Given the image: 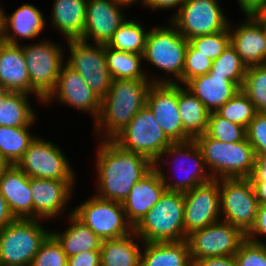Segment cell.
I'll return each mask as SVG.
<instances>
[{
    "label": "cell",
    "mask_w": 266,
    "mask_h": 266,
    "mask_svg": "<svg viewBox=\"0 0 266 266\" xmlns=\"http://www.w3.org/2000/svg\"><path fill=\"white\" fill-rule=\"evenodd\" d=\"M95 141L97 181L92 192L101 199L122 203L134 184L154 168V163L145 156L121 148L113 140Z\"/></svg>",
    "instance_id": "6da1fadb"
},
{
    "label": "cell",
    "mask_w": 266,
    "mask_h": 266,
    "mask_svg": "<svg viewBox=\"0 0 266 266\" xmlns=\"http://www.w3.org/2000/svg\"><path fill=\"white\" fill-rule=\"evenodd\" d=\"M150 80H112L101 110L91 130L95 140H113L127 126L133 117L146 106L151 87Z\"/></svg>",
    "instance_id": "7a4b0ae2"
},
{
    "label": "cell",
    "mask_w": 266,
    "mask_h": 266,
    "mask_svg": "<svg viewBox=\"0 0 266 266\" xmlns=\"http://www.w3.org/2000/svg\"><path fill=\"white\" fill-rule=\"evenodd\" d=\"M187 47L188 40L179 33L169 20L166 19L165 24L151 26L146 36L143 53L144 65L147 66H145V71L149 80L152 83H178L183 85V69ZM149 65L150 69L154 68L156 71L155 68H157V71L161 72L155 74L153 69L150 72V69H147Z\"/></svg>",
    "instance_id": "3957f363"
},
{
    "label": "cell",
    "mask_w": 266,
    "mask_h": 266,
    "mask_svg": "<svg viewBox=\"0 0 266 266\" xmlns=\"http://www.w3.org/2000/svg\"><path fill=\"white\" fill-rule=\"evenodd\" d=\"M154 168L159 172L169 191L185 193L213 179L194 140L169 145L154 163ZM179 170L181 171L178 172Z\"/></svg>",
    "instance_id": "277c9868"
},
{
    "label": "cell",
    "mask_w": 266,
    "mask_h": 266,
    "mask_svg": "<svg viewBox=\"0 0 266 266\" xmlns=\"http://www.w3.org/2000/svg\"><path fill=\"white\" fill-rule=\"evenodd\" d=\"M194 141L213 179L249 178L252 175L256 154L246 138L240 142L224 143L204 133Z\"/></svg>",
    "instance_id": "5b68a950"
},
{
    "label": "cell",
    "mask_w": 266,
    "mask_h": 266,
    "mask_svg": "<svg viewBox=\"0 0 266 266\" xmlns=\"http://www.w3.org/2000/svg\"><path fill=\"white\" fill-rule=\"evenodd\" d=\"M184 193L166 190L159 201L134 227L143 242L187 240L184 230Z\"/></svg>",
    "instance_id": "8992f818"
},
{
    "label": "cell",
    "mask_w": 266,
    "mask_h": 266,
    "mask_svg": "<svg viewBox=\"0 0 266 266\" xmlns=\"http://www.w3.org/2000/svg\"><path fill=\"white\" fill-rule=\"evenodd\" d=\"M44 37L23 43V52L32 85V98L39 104L54 90L62 64L65 62V44ZM35 96V97H34Z\"/></svg>",
    "instance_id": "52a82bcc"
},
{
    "label": "cell",
    "mask_w": 266,
    "mask_h": 266,
    "mask_svg": "<svg viewBox=\"0 0 266 266\" xmlns=\"http://www.w3.org/2000/svg\"><path fill=\"white\" fill-rule=\"evenodd\" d=\"M41 219H18L0 230V264L30 266L41 244L51 234Z\"/></svg>",
    "instance_id": "ba28073f"
},
{
    "label": "cell",
    "mask_w": 266,
    "mask_h": 266,
    "mask_svg": "<svg viewBox=\"0 0 266 266\" xmlns=\"http://www.w3.org/2000/svg\"><path fill=\"white\" fill-rule=\"evenodd\" d=\"M18 166L30 178L77 180L73 164L60 145L39 136L29 144Z\"/></svg>",
    "instance_id": "9c48e42d"
},
{
    "label": "cell",
    "mask_w": 266,
    "mask_h": 266,
    "mask_svg": "<svg viewBox=\"0 0 266 266\" xmlns=\"http://www.w3.org/2000/svg\"><path fill=\"white\" fill-rule=\"evenodd\" d=\"M65 63L75 70L102 100L112 84L107 68L105 44H94L81 39L64 40ZM68 48V49H67ZM67 56V57H66Z\"/></svg>",
    "instance_id": "30bf717a"
},
{
    "label": "cell",
    "mask_w": 266,
    "mask_h": 266,
    "mask_svg": "<svg viewBox=\"0 0 266 266\" xmlns=\"http://www.w3.org/2000/svg\"><path fill=\"white\" fill-rule=\"evenodd\" d=\"M113 141L127 151L147 157L153 163L173 143L161 129L147 105L133 117Z\"/></svg>",
    "instance_id": "8fae6325"
},
{
    "label": "cell",
    "mask_w": 266,
    "mask_h": 266,
    "mask_svg": "<svg viewBox=\"0 0 266 266\" xmlns=\"http://www.w3.org/2000/svg\"><path fill=\"white\" fill-rule=\"evenodd\" d=\"M73 208V214L101 240L117 239L134 231L128 222L122 203L105 200L94 193Z\"/></svg>",
    "instance_id": "7c38bea8"
},
{
    "label": "cell",
    "mask_w": 266,
    "mask_h": 266,
    "mask_svg": "<svg viewBox=\"0 0 266 266\" xmlns=\"http://www.w3.org/2000/svg\"><path fill=\"white\" fill-rule=\"evenodd\" d=\"M224 10L220 0H184L169 21L188 40L227 29L231 19Z\"/></svg>",
    "instance_id": "4fadbf2b"
},
{
    "label": "cell",
    "mask_w": 266,
    "mask_h": 266,
    "mask_svg": "<svg viewBox=\"0 0 266 266\" xmlns=\"http://www.w3.org/2000/svg\"><path fill=\"white\" fill-rule=\"evenodd\" d=\"M221 220L239 228L245 235L253 227L259 208L249 178L219 179Z\"/></svg>",
    "instance_id": "5bb4252c"
},
{
    "label": "cell",
    "mask_w": 266,
    "mask_h": 266,
    "mask_svg": "<svg viewBox=\"0 0 266 266\" xmlns=\"http://www.w3.org/2000/svg\"><path fill=\"white\" fill-rule=\"evenodd\" d=\"M78 180L30 178L33 198V219L60 220L73 213L72 197ZM75 189V190H74ZM69 207V208H68ZM60 218V219H59Z\"/></svg>",
    "instance_id": "9a60e30c"
},
{
    "label": "cell",
    "mask_w": 266,
    "mask_h": 266,
    "mask_svg": "<svg viewBox=\"0 0 266 266\" xmlns=\"http://www.w3.org/2000/svg\"><path fill=\"white\" fill-rule=\"evenodd\" d=\"M246 235L225 221H218L187 237L192 264L199 259L235 255Z\"/></svg>",
    "instance_id": "2e32d148"
},
{
    "label": "cell",
    "mask_w": 266,
    "mask_h": 266,
    "mask_svg": "<svg viewBox=\"0 0 266 266\" xmlns=\"http://www.w3.org/2000/svg\"><path fill=\"white\" fill-rule=\"evenodd\" d=\"M55 101L63 105L89 114L93 123L97 120L101 110V99L87 85L83 78L65 62L62 64L56 87L44 100L43 105H52Z\"/></svg>",
    "instance_id": "e0dca14e"
},
{
    "label": "cell",
    "mask_w": 266,
    "mask_h": 266,
    "mask_svg": "<svg viewBox=\"0 0 266 266\" xmlns=\"http://www.w3.org/2000/svg\"><path fill=\"white\" fill-rule=\"evenodd\" d=\"M184 205V230L187 237L195 230L220 221L219 179H212L185 192Z\"/></svg>",
    "instance_id": "ac0fdd59"
},
{
    "label": "cell",
    "mask_w": 266,
    "mask_h": 266,
    "mask_svg": "<svg viewBox=\"0 0 266 266\" xmlns=\"http://www.w3.org/2000/svg\"><path fill=\"white\" fill-rule=\"evenodd\" d=\"M146 105L173 143L193 140L184 131L179 114L178 83H152Z\"/></svg>",
    "instance_id": "d6986e66"
},
{
    "label": "cell",
    "mask_w": 266,
    "mask_h": 266,
    "mask_svg": "<svg viewBox=\"0 0 266 266\" xmlns=\"http://www.w3.org/2000/svg\"><path fill=\"white\" fill-rule=\"evenodd\" d=\"M116 0H87L83 41L108 44L120 25L128 18L129 10Z\"/></svg>",
    "instance_id": "ffe728a7"
},
{
    "label": "cell",
    "mask_w": 266,
    "mask_h": 266,
    "mask_svg": "<svg viewBox=\"0 0 266 266\" xmlns=\"http://www.w3.org/2000/svg\"><path fill=\"white\" fill-rule=\"evenodd\" d=\"M231 45L248 67L266 64V32L255 16H243L229 24Z\"/></svg>",
    "instance_id": "44dd1931"
},
{
    "label": "cell",
    "mask_w": 266,
    "mask_h": 266,
    "mask_svg": "<svg viewBox=\"0 0 266 266\" xmlns=\"http://www.w3.org/2000/svg\"><path fill=\"white\" fill-rule=\"evenodd\" d=\"M166 190L156 168L134 184L131 192L122 202L126 218L133 228L156 205Z\"/></svg>",
    "instance_id": "7402d4cb"
},
{
    "label": "cell",
    "mask_w": 266,
    "mask_h": 266,
    "mask_svg": "<svg viewBox=\"0 0 266 266\" xmlns=\"http://www.w3.org/2000/svg\"><path fill=\"white\" fill-rule=\"evenodd\" d=\"M0 192L15 218L33 219L30 177L18 166L7 165L0 172Z\"/></svg>",
    "instance_id": "603a6c76"
},
{
    "label": "cell",
    "mask_w": 266,
    "mask_h": 266,
    "mask_svg": "<svg viewBox=\"0 0 266 266\" xmlns=\"http://www.w3.org/2000/svg\"><path fill=\"white\" fill-rule=\"evenodd\" d=\"M46 19L41 8L39 9L33 3L24 2L16 10H12L10 14L5 11L7 43L22 45L27 40V43H29V41L43 39L40 36L46 30ZM38 37L39 39H37Z\"/></svg>",
    "instance_id": "cb8c5ba5"
},
{
    "label": "cell",
    "mask_w": 266,
    "mask_h": 266,
    "mask_svg": "<svg viewBox=\"0 0 266 266\" xmlns=\"http://www.w3.org/2000/svg\"><path fill=\"white\" fill-rule=\"evenodd\" d=\"M0 84L8 92L32 95L23 44L5 43L0 46Z\"/></svg>",
    "instance_id": "d4e9b609"
},
{
    "label": "cell",
    "mask_w": 266,
    "mask_h": 266,
    "mask_svg": "<svg viewBox=\"0 0 266 266\" xmlns=\"http://www.w3.org/2000/svg\"><path fill=\"white\" fill-rule=\"evenodd\" d=\"M87 0H53L47 26L62 36L60 40L80 39L83 35Z\"/></svg>",
    "instance_id": "484cf974"
},
{
    "label": "cell",
    "mask_w": 266,
    "mask_h": 266,
    "mask_svg": "<svg viewBox=\"0 0 266 266\" xmlns=\"http://www.w3.org/2000/svg\"><path fill=\"white\" fill-rule=\"evenodd\" d=\"M184 87L196 96L209 112L217 111L241 89L220 75H201L189 80Z\"/></svg>",
    "instance_id": "4316f807"
},
{
    "label": "cell",
    "mask_w": 266,
    "mask_h": 266,
    "mask_svg": "<svg viewBox=\"0 0 266 266\" xmlns=\"http://www.w3.org/2000/svg\"><path fill=\"white\" fill-rule=\"evenodd\" d=\"M66 228L51 229V235L58 241L67 257L87 251H100L102 240L73 213L63 220Z\"/></svg>",
    "instance_id": "83f0119b"
},
{
    "label": "cell",
    "mask_w": 266,
    "mask_h": 266,
    "mask_svg": "<svg viewBox=\"0 0 266 266\" xmlns=\"http://www.w3.org/2000/svg\"><path fill=\"white\" fill-rule=\"evenodd\" d=\"M140 266H193L188 241L144 242Z\"/></svg>",
    "instance_id": "f1b7e54d"
},
{
    "label": "cell",
    "mask_w": 266,
    "mask_h": 266,
    "mask_svg": "<svg viewBox=\"0 0 266 266\" xmlns=\"http://www.w3.org/2000/svg\"><path fill=\"white\" fill-rule=\"evenodd\" d=\"M143 243L134 231L121 238L102 240L101 266H140Z\"/></svg>",
    "instance_id": "f546056e"
},
{
    "label": "cell",
    "mask_w": 266,
    "mask_h": 266,
    "mask_svg": "<svg viewBox=\"0 0 266 266\" xmlns=\"http://www.w3.org/2000/svg\"><path fill=\"white\" fill-rule=\"evenodd\" d=\"M178 109L183 129L193 140L206 132L209 110L180 84H178Z\"/></svg>",
    "instance_id": "4dcf8cb0"
},
{
    "label": "cell",
    "mask_w": 266,
    "mask_h": 266,
    "mask_svg": "<svg viewBox=\"0 0 266 266\" xmlns=\"http://www.w3.org/2000/svg\"><path fill=\"white\" fill-rule=\"evenodd\" d=\"M31 97L22 92H8L0 100V126H28L39 115Z\"/></svg>",
    "instance_id": "1f68e13d"
},
{
    "label": "cell",
    "mask_w": 266,
    "mask_h": 266,
    "mask_svg": "<svg viewBox=\"0 0 266 266\" xmlns=\"http://www.w3.org/2000/svg\"><path fill=\"white\" fill-rule=\"evenodd\" d=\"M37 119L39 120V117H36L28 126H0V155L8 165H16L37 136L36 132H32L33 126L39 123Z\"/></svg>",
    "instance_id": "d6a6232c"
},
{
    "label": "cell",
    "mask_w": 266,
    "mask_h": 266,
    "mask_svg": "<svg viewBox=\"0 0 266 266\" xmlns=\"http://www.w3.org/2000/svg\"><path fill=\"white\" fill-rule=\"evenodd\" d=\"M105 58L112 80H149L144 68L143 54L116 50L105 44Z\"/></svg>",
    "instance_id": "836d02e7"
},
{
    "label": "cell",
    "mask_w": 266,
    "mask_h": 266,
    "mask_svg": "<svg viewBox=\"0 0 266 266\" xmlns=\"http://www.w3.org/2000/svg\"><path fill=\"white\" fill-rule=\"evenodd\" d=\"M128 18L120 25L107 45L116 50L143 54L149 26L147 28L144 21L136 20V17Z\"/></svg>",
    "instance_id": "e575fe53"
},
{
    "label": "cell",
    "mask_w": 266,
    "mask_h": 266,
    "mask_svg": "<svg viewBox=\"0 0 266 266\" xmlns=\"http://www.w3.org/2000/svg\"><path fill=\"white\" fill-rule=\"evenodd\" d=\"M246 71L247 66L241 60L236 49L230 44L223 53L213 61L209 75L224 76L241 89Z\"/></svg>",
    "instance_id": "d590c367"
},
{
    "label": "cell",
    "mask_w": 266,
    "mask_h": 266,
    "mask_svg": "<svg viewBox=\"0 0 266 266\" xmlns=\"http://www.w3.org/2000/svg\"><path fill=\"white\" fill-rule=\"evenodd\" d=\"M259 113H266V64L247 68L241 87Z\"/></svg>",
    "instance_id": "8d00e7d4"
},
{
    "label": "cell",
    "mask_w": 266,
    "mask_h": 266,
    "mask_svg": "<svg viewBox=\"0 0 266 266\" xmlns=\"http://www.w3.org/2000/svg\"><path fill=\"white\" fill-rule=\"evenodd\" d=\"M216 112L231 123L239 124L245 128H247L257 113L254 104L241 90Z\"/></svg>",
    "instance_id": "74e56055"
},
{
    "label": "cell",
    "mask_w": 266,
    "mask_h": 266,
    "mask_svg": "<svg viewBox=\"0 0 266 266\" xmlns=\"http://www.w3.org/2000/svg\"><path fill=\"white\" fill-rule=\"evenodd\" d=\"M205 133L209 137L224 143L240 142L246 138L245 127L231 123L224 117H221L216 111L210 112Z\"/></svg>",
    "instance_id": "f35d334b"
},
{
    "label": "cell",
    "mask_w": 266,
    "mask_h": 266,
    "mask_svg": "<svg viewBox=\"0 0 266 266\" xmlns=\"http://www.w3.org/2000/svg\"><path fill=\"white\" fill-rule=\"evenodd\" d=\"M188 43L214 61L231 44L229 27L217 33L192 37L188 39Z\"/></svg>",
    "instance_id": "ab89813d"
},
{
    "label": "cell",
    "mask_w": 266,
    "mask_h": 266,
    "mask_svg": "<svg viewBox=\"0 0 266 266\" xmlns=\"http://www.w3.org/2000/svg\"><path fill=\"white\" fill-rule=\"evenodd\" d=\"M68 257L58 241L50 234L41 244L30 266H67Z\"/></svg>",
    "instance_id": "60d3db41"
},
{
    "label": "cell",
    "mask_w": 266,
    "mask_h": 266,
    "mask_svg": "<svg viewBox=\"0 0 266 266\" xmlns=\"http://www.w3.org/2000/svg\"><path fill=\"white\" fill-rule=\"evenodd\" d=\"M213 61L200 51L194 49L189 43L185 54L183 69V86L191 79L208 74Z\"/></svg>",
    "instance_id": "b9f144b4"
},
{
    "label": "cell",
    "mask_w": 266,
    "mask_h": 266,
    "mask_svg": "<svg viewBox=\"0 0 266 266\" xmlns=\"http://www.w3.org/2000/svg\"><path fill=\"white\" fill-rule=\"evenodd\" d=\"M234 257L237 266H266V244L245 239Z\"/></svg>",
    "instance_id": "7bdbcfd3"
},
{
    "label": "cell",
    "mask_w": 266,
    "mask_h": 266,
    "mask_svg": "<svg viewBox=\"0 0 266 266\" xmlns=\"http://www.w3.org/2000/svg\"><path fill=\"white\" fill-rule=\"evenodd\" d=\"M246 139L256 156L266 155V113L257 112L246 128Z\"/></svg>",
    "instance_id": "ee69618b"
},
{
    "label": "cell",
    "mask_w": 266,
    "mask_h": 266,
    "mask_svg": "<svg viewBox=\"0 0 266 266\" xmlns=\"http://www.w3.org/2000/svg\"><path fill=\"white\" fill-rule=\"evenodd\" d=\"M246 239L256 243L266 244V204L259 205L255 223L246 234Z\"/></svg>",
    "instance_id": "f6af8a7d"
},
{
    "label": "cell",
    "mask_w": 266,
    "mask_h": 266,
    "mask_svg": "<svg viewBox=\"0 0 266 266\" xmlns=\"http://www.w3.org/2000/svg\"><path fill=\"white\" fill-rule=\"evenodd\" d=\"M67 266H101L100 251H87L70 256Z\"/></svg>",
    "instance_id": "bcb514c9"
},
{
    "label": "cell",
    "mask_w": 266,
    "mask_h": 266,
    "mask_svg": "<svg viewBox=\"0 0 266 266\" xmlns=\"http://www.w3.org/2000/svg\"><path fill=\"white\" fill-rule=\"evenodd\" d=\"M184 0H146L145 8H148L149 11L154 13V11L162 10L163 12L166 10H173L171 15L167 19H171L180 9Z\"/></svg>",
    "instance_id": "7dc6e473"
},
{
    "label": "cell",
    "mask_w": 266,
    "mask_h": 266,
    "mask_svg": "<svg viewBox=\"0 0 266 266\" xmlns=\"http://www.w3.org/2000/svg\"><path fill=\"white\" fill-rule=\"evenodd\" d=\"M243 16L257 15L266 11V0H236Z\"/></svg>",
    "instance_id": "c3c4849f"
},
{
    "label": "cell",
    "mask_w": 266,
    "mask_h": 266,
    "mask_svg": "<svg viewBox=\"0 0 266 266\" xmlns=\"http://www.w3.org/2000/svg\"><path fill=\"white\" fill-rule=\"evenodd\" d=\"M193 266H237L234 255L218 256L196 260Z\"/></svg>",
    "instance_id": "681fc988"
},
{
    "label": "cell",
    "mask_w": 266,
    "mask_h": 266,
    "mask_svg": "<svg viewBox=\"0 0 266 266\" xmlns=\"http://www.w3.org/2000/svg\"><path fill=\"white\" fill-rule=\"evenodd\" d=\"M251 182H266V155L256 156Z\"/></svg>",
    "instance_id": "f907efd6"
},
{
    "label": "cell",
    "mask_w": 266,
    "mask_h": 266,
    "mask_svg": "<svg viewBox=\"0 0 266 266\" xmlns=\"http://www.w3.org/2000/svg\"><path fill=\"white\" fill-rule=\"evenodd\" d=\"M15 219V216L11 213L6 200L0 192V230Z\"/></svg>",
    "instance_id": "816d5d0a"
},
{
    "label": "cell",
    "mask_w": 266,
    "mask_h": 266,
    "mask_svg": "<svg viewBox=\"0 0 266 266\" xmlns=\"http://www.w3.org/2000/svg\"><path fill=\"white\" fill-rule=\"evenodd\" d=\"M260 205L266 204V182H251Z\"/></svg>",
    "instance_id": "f5cc1de1"
},
{
    "label": "cell",
    "mask_w": 266,
    "mask_h": 266,
    "mask_svg": "<svg viewBox=\"0 0 266 266\" xmlns=\"http://www.w3.org/2000/svg\"><path fill=\"white\" fill-rule=\"evenodd\" d=\"M3 2L0 3V46L7 43L6 40V24H5V9Z\"/></svg>",
    "instance_id": "db71d44e"
},
{
    "label": "cell",
    "mask_w": 266,
    "mask_h": 266,
    "mask_svg": "<svg viewBox=\"0 0 266 266\" xmlns=\"http://www.w3.org/2000/svg\"><path fill=\"white\" fill-rule=\"evenodd\" d=\"M118 4L124 6L126 9L129 10V8H132L131 6H135L136 4L140 3V5L142 6L141 9H143V7H145V2L146 0H116Z\"/></svg>",
    "instance_id": "11a10c76"
},
{
    "label": "cell",
    "mask_w": 266,
    "mask_h": 266,
    "mask_svg": "<svg viewBox=\"0 0 266 266\" xmlns=\"http://www.w3.org/2000/svg\"><path fill=\"white\" fill-rule=\"evenodd\" d=\"M262 23L266 32V11L255 15Z\"/></svg>",
    "instance_id": "9f6ffc18"
},
{
    "label": "cell",
    "mask_w": 266,
    "mask_h": 266,
    "mask_svg": "<svg viewBox=\"0 0 266 266\" xmlns=\"http://www.w3.org/2000/svg\"><path fill=\"white\" fill-rule=\"evenodd\" d=\"M8 164L5 162V160L0 155V172L7 166Z\"/></svg>",
    "instance_id": "6f0895ef"
},
{
    "label": "cell",
    "mask_w": 266,
    "mask_h": 266,
    "mask_svg": "<svg viewBox=\"0 0 266 266\" xmlns=\"http://www.w3.org/2000/svg\"><path fill=\"white\" fill-rule=\"evenodd\" d=\"M8 93L7 90H0V100Z\"/></svg>",
    "instance_id": "680465c9"
},
{
    "label": "cell",
    "mask_w": 266,
    "mask_h": 266,
    "mask_svg": "<svg viewBox=\"0 0 266 266\" xmlns=\"http://www.w3.org/2000/svg\"><path fill=\"white\" fill-rule=\"evenodd\" d=\"M0 90H6V89L0 84Z\"/></svg>",
    "instance_id": "91938a15"
}]
</instances>
